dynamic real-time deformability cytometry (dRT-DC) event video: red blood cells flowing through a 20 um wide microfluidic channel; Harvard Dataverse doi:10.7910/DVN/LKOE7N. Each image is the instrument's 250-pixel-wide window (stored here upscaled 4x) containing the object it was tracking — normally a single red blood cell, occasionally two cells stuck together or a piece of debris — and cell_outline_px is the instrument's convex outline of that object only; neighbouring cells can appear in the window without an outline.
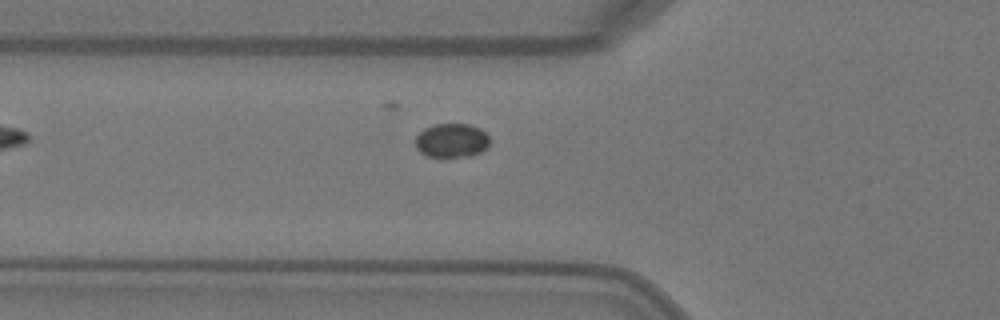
{"species": "Egyptian fruit bat (a non-hibernating species)", "species_latin": "Rousettus aegyptiacus", "temperature_condition": "warm", "stored_images_in_passage": 5, "camera_frame_rate_fps": 3000, "um_per_image_px": 0.085, "animal": {"sex": "female"}, "frame": {"image": 1, "passage_image": 5, "time_ms": 1.333, "image_size_px": [1000, 320], "cell_outline_px": [[488, 148], [472, 156], [444, 160], [440, 160], [428, 156], [420, 152], [416, 148], [416, 136], [424, 128], [432, 124], [468, 124], [480, 128], [488, 136]], "centroid_in_image_um": [38.37, 11.99], "position_along_channel_um": 87.4, "area_um2": 15.37}}